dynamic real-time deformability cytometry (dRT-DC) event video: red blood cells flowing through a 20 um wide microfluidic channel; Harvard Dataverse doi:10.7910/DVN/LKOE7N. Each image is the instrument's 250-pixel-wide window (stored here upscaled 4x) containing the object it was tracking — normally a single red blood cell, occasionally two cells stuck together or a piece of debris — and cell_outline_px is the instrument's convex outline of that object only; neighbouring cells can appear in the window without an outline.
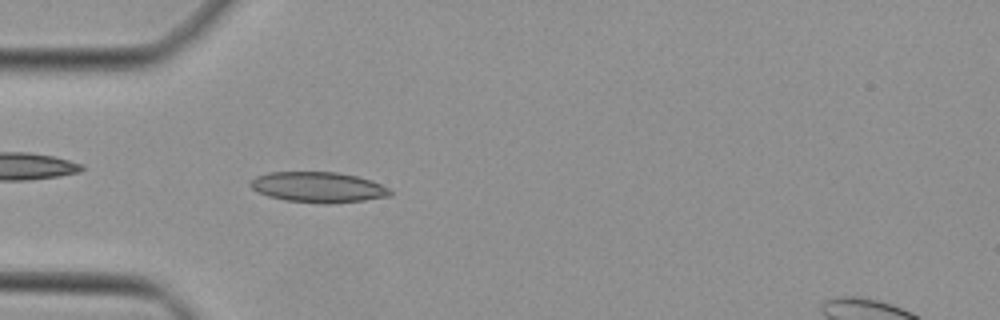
{"species": "Egyptian fruit bat (a non-hibernating species)", "species_latin": "Rousettus aegyptiacus", "temperature_condition": "cold", "stored_images_in_passage": 47, "camera_frame_rate_fps": 3000, "um_per_image_px": 0.085, "animal": {"sex": "female"}, "frame": {"image": 1, "passage_image": 14, "time_ms": 4.333, "image_size_px": [1000, 320], "cell_outline_px": [[392, 196], [364, 200], [332, 204], [324, 204], [288, 200], [268, 196], [252, 188], [248, 184], [256, 176], [268, 172], [336, 172], [356, 176], [372, 180], [388, 188], [392, 192]], "centroid_in_image_um": [27.07, 15.91], "position_along_channel_um": 57.9, "area_um2": 24.8}}
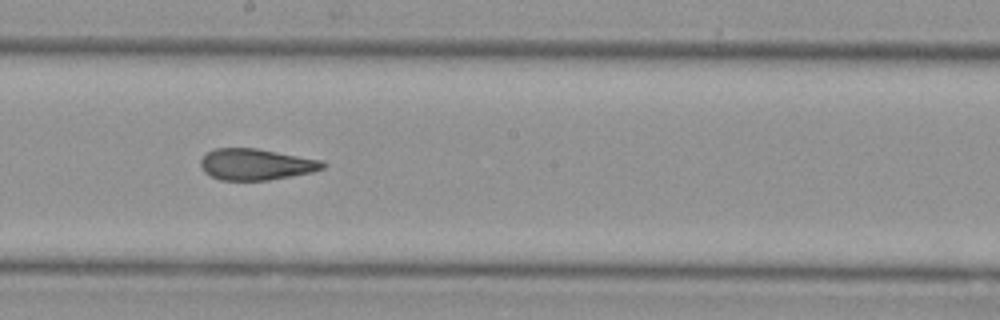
{"frame": {"image": 2, "passage_image": 26, "time_ms": 8.333, "image_size_px": [1000, 320], "cell_outline_px": [[328, 164], [324, 168], [312, 172], [268, 180], [220, 180], [204, 172], [200, 164], [200, 160], [208, 152], [216, 148], [256, 148], [324, 160]], "centroid_in_image_um": [21.8, 13.96], "position_along_channel_um": 226.4, "area_um2": 22.31}}
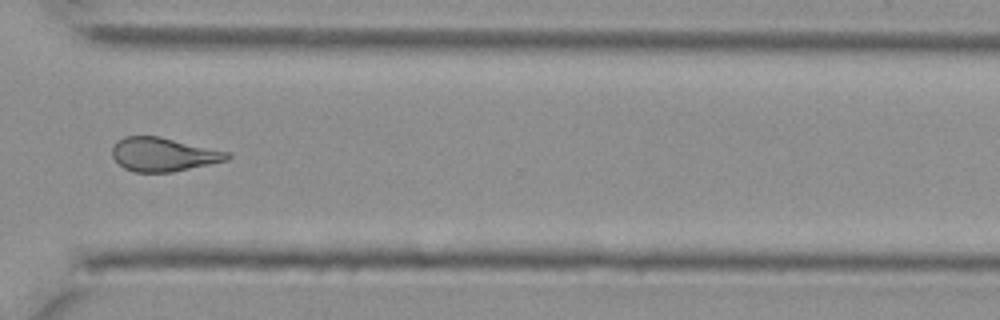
{"frame": {"image": 3, "passage_image": 35, "time_ms": 11.333, "image_size_px": [1000, 320], "cell_outline_px": [[232, 156], [228, 160], [172, 172], [132, 172], [124, 168], [112, 156], [112, 148], [116, 140], [124, 136], [160, 136], [228, 152]], "centroid_in_image_um": [13.86, 13.12], "position_along_channel_um": 356.7, "area_um2": 22.6}}